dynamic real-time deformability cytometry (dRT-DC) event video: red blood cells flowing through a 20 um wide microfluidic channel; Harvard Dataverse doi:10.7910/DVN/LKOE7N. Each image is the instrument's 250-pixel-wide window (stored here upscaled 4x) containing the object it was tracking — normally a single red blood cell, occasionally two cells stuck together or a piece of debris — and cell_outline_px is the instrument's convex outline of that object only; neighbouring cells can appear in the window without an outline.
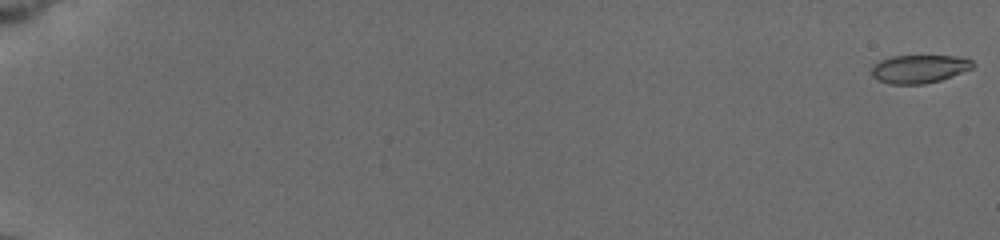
{"species": "common noctule bat (a hibernating species)", "species_latin": "Nyctalus noctula", "temperature_condition": "cold", "stored_images_in_passage": 18, "camera_frame_rate_fps": 3000, "um_per_image_px": 0.085, "animal": {"sex": "female", "body_mass_g": 19.5, "forearm_length_mm": 54.1}, "frame": {"image": 1, "passage_image": 1, "time_ms": 0.0, "image_size_px": [1000, 240], "cell_outline_px": [[976, 64], [972, 68], [952, 76], [940, 80], [924, 84], [892, 84], [880, 80], [872, 76], [872, 68], [880, 60], [892, 56], [956, 56], [972, 60]], "centroid_in_image_um": [78.16, 5.85], "position_along_channel_um": 6.8, "area_um2": 16.47}}
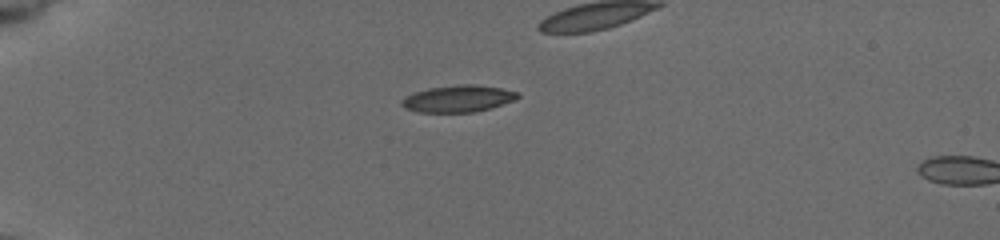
{"frame": {"image": 2, "passage_image": 16, "time_ms": 5.667, "image_size_px": [1000, 240], "cell_outline_px": [[520, 96], [512, 100], [492, 108], [472, 112], [420, 112], [404, 108], [400, 104], [400, 100], [404, 96], [428, 88], [460, 84], [472, 84], [500, 88], [516, 92]], "centroid_in_image_um": [38.88, 8.39], "position_along_channel_um": 46.1, "area_um2": 17.98}}